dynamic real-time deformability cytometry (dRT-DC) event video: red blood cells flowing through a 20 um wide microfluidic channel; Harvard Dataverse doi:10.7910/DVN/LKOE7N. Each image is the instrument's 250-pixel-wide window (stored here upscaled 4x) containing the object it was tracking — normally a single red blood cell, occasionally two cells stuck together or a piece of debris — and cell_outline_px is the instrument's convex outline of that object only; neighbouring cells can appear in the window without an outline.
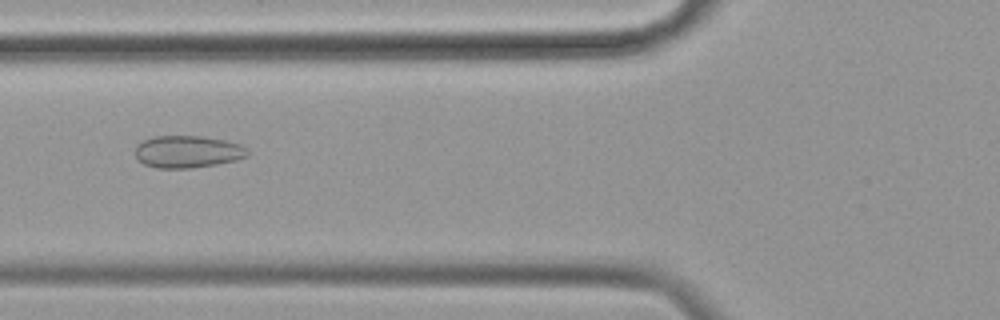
{"species": "common noctule bat (a hibernating species)", "species_latin": "Nyctalus noctula", "temperature_condition": "cold", "stored_images_in_passage": 47, "camera_frame_rate_fps": 3000, "um_per_image_px": 0.085, "animal": {"sex": "female", "body_mass_g": 19.9}, "frame": {"image": 1, "passage_image": 11, "time_ms": 3.333, "image_size_px": [1000, 320], "cell_outline_px": [[248, 156], [236, 160], [216, 164], [192, 168], [156, 168], [144, 164], [136, 156], [136, 144], [152, 136], [200, 136], [224, 140], [240, 144], [248, 148]], "centroid_in_image_um": [15.95, 12.89], "position_along_channel_um": 109.8, "area_um2": 21.1}}
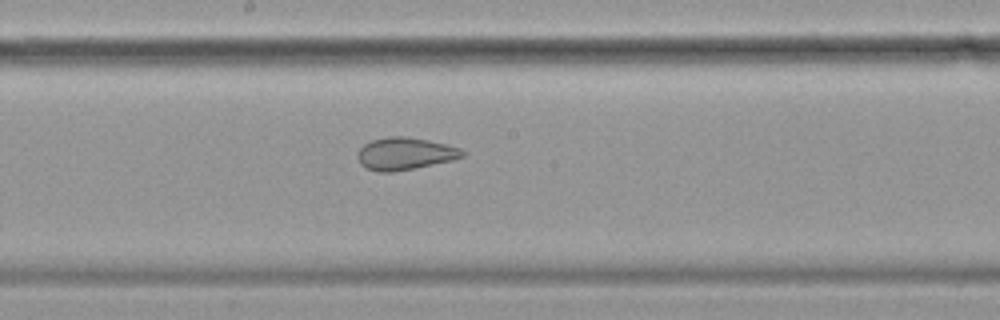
{"frame": {"image": 2, "passage_image": 20, "time_ms": 6.333, "image_size_px": [1000, 320], "cell_outline_px": [[464, 156], [452, 160], [392, 172], [376, 172], [360, 164], [356, 156], [356, 152], [364, 144], [372, 140], [388, 136], [408, 136], [428, 140], [460, 148], [464, 152]], "centroid_in_image_um": [34.37, 13.05], "position_along_channel_um": 213.8, "area_um2": 19.65}}
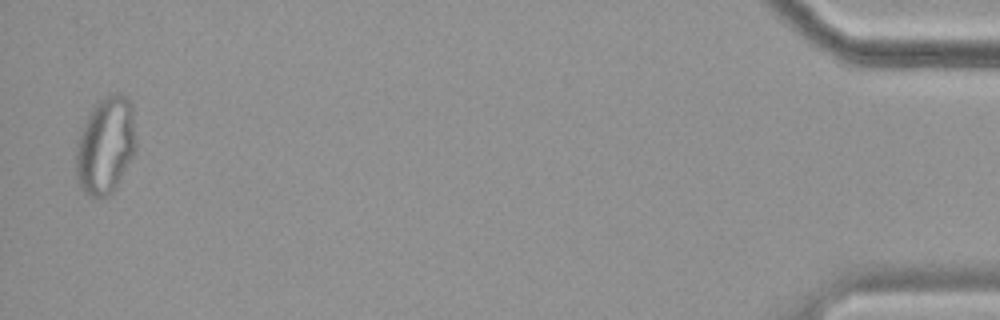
{"frame": {"image": 3, "passage_image": 46, "time_ms": 15.0, "image_size_px": [1000, 320], "cell_outline_px": [[136, 152], [112, 192], [104, 196], [88, 196], [84, 192], [76, 180], [76, 148], [80, 136], [88, 116], [92, 108], [100, 100], [108, 96], [128, 96], [132, 104], [136, 136]], "centroid_in_image_um": [8.99, 12.39], "position_along_channel_um": 426.2, "area_um2": 33.52}, "authors_computed_cell_mechanics": {"area_um2": 23.8714, "velocity_mm_per_s": 3.4646, "shape_relaxation_time_tau1_ms": null, "shape_relaxation_time_tau2_ms": 1.6448, "deformation_change_tau1": null, "deformation_change_tau2": 0.0702}}